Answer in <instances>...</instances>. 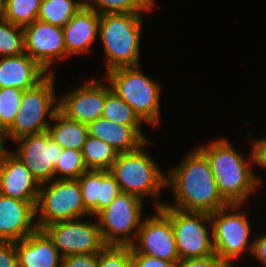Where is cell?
Segmentation results:
<instances>
[{"mask_svg":"<svg viewBox=\"0 0 266 267\" xmlns=\"http://www.w3.org/2000/svg\"><path fill=\"white\" fill-rule=\"evenodd\" d=\"M181 163L166 174V186L172 187L174 204L155 201V208L168 206L210 214L228 205L218 192L208 159L198 148L186 154Z\"/></svg>","mask_w":266,"mask_h":267,"instance_id":"obj_1","label":"cell"},{"mask_svg":"<svg viewBox=\"0 0 266 267\" xmlns=\"http://www.w3.org/2000/svg\"><path fill=\"white\" fill-rule=\"evenodd\" d=\"M198 149L208 159L218 192L228 204H245L247 197L259 188L261 180L251 168L252 153L243 157L225 138Z\"/></svg>","mask_w":266,"mask_h":267,"instance_id":"obj_2","label":"cell"},{"mask_svg":"<svg viewBox=\"0 0 266 267\" xmlns=\"http://www.w3.org/2000/svg\"><path fill=\"white\" fill-rule=\"evenodd\" d=\"M140 13L100 15L99 38L104 48L107 71L140 66V42L144 23Z\"/></svg>","mask_w":266,"mask_h":267,"instance_id":"obj_3","label":"cell"},{"mask_svg":"<svg viewBox=\"0 0 266 267\" xmlns=\"http://www.w3.org/2000/svg\"><path fill=\"white\" fill-rule=\"evenodd\" d=\"M139 66L120 67L106 72L111 90L123 99L150 126L160 121L161 87L146 76Z\"/></svg>","mask_w":266,"mask_h":267,"instance_id":"obj_4","label":"cell"},{"mask_svg":"<svg viewBox=\"0 0 266 267\" xmlns=\"http://www.w3.org/2000/svg\"><path fill=\"white\" fill-rule=\"evenodd\" d=\"M151 144L149 140L131 152L118 153L109 172L117 181L121 192L145 197H156L159 201L160 191L166 188L164 174L155 160L144 147Z\"/></svg>","mask_w":266,"mask_h":267,"instance_id":"obj_5","label":"cell"},{"mask_svg":"<svg viewBox=\"0 0 266 267\" xmlns=\"http://www.w3.org/2000/svg\"><path fill=\"white\" fill-rule=\"evenodd\" d=\"M54 77V73H49L37 85L23 91L19 111L12 125L6 130L10 140L16 141L27 135L48 131V121L54 118L59 105Z\"/></svg>","mask_w":266,"mask_h":267,"instance_id":"obj_6","label":"cell"},{"mask_svg":"<svg viewBox=\"0 0 266 267\" xmlns=\"http://www.w3.org/2000/svg\"><path fill=\"white\" fill-rule=\"evenodd\" d=\"M35 209L40 230L51 223L90 216L84 207L78 179H54L51 184H41Z\"/></svg>","mask_w":266,"mask_h":267,"instance_id":"obj_7","label":"cell"},{"mask_svg":"<svg viewBox=\"0 0 266 267\" xmlns=\"http://www.w3.org/2000/svg\"><path fill=\"white\" fill-rule=\"evenodd\" d=\"M241 207L242 204H228L210 213L215 254L230 267H236L233 260L242 258L246 251L251 254L253 249L248 216L237 211Z\"/></svg>","mask_w":266,"mask_h":267,"instance_id":"obj_8","label":"cell"},{"mask_svg":"<svg viewBox=\"0 0 266 267\" xmlns=\"http://www.w3.org/2000/svg\"><path fill=\"white\" fill-rule=\"evenodd\" d=\"M142 202L138 196L120 192L106 208L95 215L107 246L130 247L134 243L143 220Z\"/></svg>","mask_w":266,"mask_h":267,"instance_id":"obj_9","label":"cell"},{"mask_svg":"<svg viewBox=\"0 0 266 267\" xmlns=\"http://www.w3.org/2000/svg\"><path fill=\"white\" fill-rule=\"evenodd\" d=\"M160 209L170 218L176 248L180 260L204 258L215 255L210 214L206 212L182 211L168 206Z\"/></svg>","mask_w":266,"mask_h":267,"instance_id":"obj_10","label":"cell"},{"mask_svg":"<svg viewBox=\"0 0 266 267\" xmlns=\"http://www.w3.org/2000/svg\"><path fill=\"white\" fill-rule=\"evenodd\" d=\"M43 230L54 241L63 258L76 254L100 253L107 247L97 221H59L47 225Z\"/></svg>","mask_w":266,"mask_h":267,"instance_id":"obj_11","label":"cell"},{"mask_svg":"<svg viewBox=\"0 0 266 267\" xmlns=\"http://www.w3.org/2000/svg\"><path fill=\"white\" fill-rule=\"evenodd\" d=\"M154 209L155 215L142 220L136 237L138 241L130 246V253L149 255L178 264L180 257L170 218L160 208Z\"/></svg>","mask_w":266,"mask_h":267,"instance_id":"obj_12","label":"cell"},{"mask_svg":"<svg viewBox=\"0 0 266 267\" xmlns=\"http://www.w3.org/2000/svg\"><path fill=\"white\" fill-rule=\"evenodd\" d=\"M15 142L18 144L17 150L12 153L29 169L40 185L55 179L54 168L63 148L51 139L48 132L27 135Z\"/></svg>","mask_w":266,"mask_h":267,"instance_id":"obj_13","label":"cell"},{"mask_svg":"<svg viewBox=\"0 0 266 267\" xmlns=\"http://www.w3.org/2000/svg\"><path fill=\"white\" fill-rule=\"evenodd\" d=\"M110 91L111 87L105 79L87 81L60 98L58 111L70 120L88 125L101 117L106 95Z\"/></svg>","mask_w":266,"mask_h":267,"instance_id":"obj_14","label":"cell"},{"mask_svg":"<svg viewBox=\"0 0 266 267\" xmlns=\"http://www.w3.org/2000/svg\"><path fill=\"white\" fill-rule=\"evenodd\" d=\"M24 52L34 59L48 73L52 63L66 57L64 32L61 27L35 20L23 27Z\"/></svg>","mask_w":266,"mask_h":267,"instance_id":"obj_15","label":"cell"},{"mask_svg":"<svg viewBox=\"0 0 266 267\" xmlns=\"http://www.w3.org/2000/svg\"><path fill=\"white\" fill-rule=\"evenodd\" d=\"M36 203L0 194V241H19L38 230Z\"/></svg>","mask_w":266,"mask_h":267,"instance_id":"obj_16","label":"cell"},{"mask_svg":"<svg viewBox=\"0 0 266 267\" xmlns=\"http://www.w3.org/2000/svg\"><path fill=\"white\" fill-rule=\"evenodd\" d=\"M78 182L84 207L91 216L106 208L121 192L109 170L88 169L78 178Z\"/></svg>","mask_w":266,"mask_h":267,"instance_id":"obj_17","label":"cell"},{"mask_svg":"<svg viewBox=\"0 0 266 267\" xmlns=\"http://www.w3.org/2000/svg\"><path fill=\"white\" fill-rule=\"evenodd\" d=\"M40 184L29 169L11 153L0 166V194L6 197L37 202Z\"/></svg>","mask_w":266,"mask_h":267,"instance_id":"obj_18","label":"cell"},{"mask_svg":"<svg viewBox=\"0 0 266 267\" xmlns=\"http://www.w3.org/2000/svg\"><path fill=\"white\" fill-rule=\"evenodd\" d=\"M14 245L19 267H62L63 257L44 230L38 229Z\"/></svg>","mask_w":266,"mask_h":267,"instance_id":"obj_19","label":"cell"},{"mask_svg":"<svg viewBox=\"0 0 266 267\" xmlns=\"http://www.w3.org/2000/svg\"><path fill=\"white\" fill-rule=\"evenodd\" d=\"M100 14L92 9L82 8L71 18L62 29L66 57L83 54L90 50L99 33Z\"/></svg>","mask_w":266,"mask_h":267,"instance_id":"obj_20","label":"cell"},{"mask_svg":"<svg viewBox=\"0 0 266 267\" xmlns=\"http://www.w3.org/2000/svg\"><path fill=\"white\" fill-rule=\"evenodd\" d=\"M49 73L28 54L0 57V88L30 89Z\"/></svg>","mask_w":266,"mask_h":267,"instance_id":"obj_21","label":"cell"},{"mask_svg":"<svg viewBox=\"0 0 266 267\" xmlns=\"http://www.w3.org/2000/svg\"><path fill=\"white\" fill-rule=\"evenodd\" d=\"M87 127L90 136L104 141L117 153L134 151L148 140L141 132V126L124 125L103 117L92 121Z\"/></svg>","mask_w":266,"mask_h":267,"instance_id":"obj_22","label":"cell"},{"mask_svg":"<svg viewBox=\"0 0 266 267\" xmlns=\"http://www.w3.org/2000/svg\"><path fill=\"white\" fill-rule=\"evenodd\" d=\"M51 121L53 124L49 125L47 132L52 140L63 149L82 151L89 136L86 124L70 120L59 111Z\"/></svg>","mask_w":266,"mask_h":267,"instance_id":"obj_23","label":"cell"},{"mask_svg":"<svg viewBox=\"0 0 266 267\" xmlns=\"http://www.w3.org/2000/svg\"><path fill=\"white\" fill-rule=\"evenodd\" d=\"M82 6V0H42L37 19L63 28Z\"/></svg>","mask_w":266,"mask_h":267,"instance_id":"obj_24","label":"cell"},{"mask_svg":"<svg viewBox=\"0 0 266 267\" xmlns=\"http://www.w3.org/2000/svg\"><path fill=\"white\" fill-rule=\"evenodd\" d=\"M117 154L107 143L90 135L82 149L85 166L91 170H109Z\"/></svg>","mask_w":266,"mask_h":267,"instance_id":"obj_25","label":"cell"},{"mask_svg":"<svg viewBox=\"0 0 266 267\" xmlns=\"http://www.w3.org/2000/svg\"><path fill=\"white\" fill-rule=\"evenodd\" d=\"M83 6L98 14L105 13H140L150 12L155 5L154 0H82ZM93 2V3H92Z\"/></svg>","mask_w":266,"mask_h":267,"instance_id":"obj_26","label":"cell"},{"mask_svg":"<svg viewBox=\"0 0 266 267\" xmlns=\"http://www.w3.org/2000/svg\"><path fill=\"white\" fill-rule=\"evenodd\" d=\"M101 117L129 126L144 124L134 110L112 90L106 95Z\"/></svg>","mask_w":266,"mask_h":267,"instance_id":"obj_27","label":"cell"},{"mask_svg":"<svg viewBox=\"0 0 266 267\" xmlns=\"http://www.w3.org/2000/svg\"><path fill=\"white\" fill-rule=\"evenodd\" d=\"M42 0H6L5 20L25 27L37 20Z\"/></svg>","mask_w":266,"mask_h":267,"instance_id":"obj_28","label":"cell"},{"mask_svg":"<svg viewBox=\"0 0 266 267\" xmlns=\"http://www.w3.org/2000/svg\"><path fill=\"white\" fill-rule=\"evenodd\" d=\"M24 52L23 27L0 21V57L18 56Z\"/></svg>","mask_w":266,"mask_h":267,"instance_id":"obj_29","label":"cell"},{"mask_svg":"<svg viewBox=\"0 0 266 267\" xmlns=\"http://www.w3.org/2000/svg\"><path fill=\"white\" fill-rule=\"evenodd\" d=\"M87 170L82 151L63 149L54 168L55 179H78Z\"/></svg>","mask_w":266,"mask_h":267,"instance_id":"obj_30","label":"cell"},{"mask_svg":"<svg viewBox=\"0 0 266 267\" xmlns=\"http://www.w3.org/2000/svg\"><path fill=\"white\" fill-rule=\"evenodd\" d=\"M23 91L13 87L0 88L1 130L6 131L14 122Z\"/></svg>","mask_w":266,"mask_h":267,"instance_id":"obj_31","label":"cell"},{"mask_svg":"<svg viewBox=\"0 0 266 267\" xmlns=\"http://www.w3.org/2000/svg\"><path fill=\"white\" fill-rule=\"evenodd\" d=\"M97 267H132L130 247L107 246L98 253Z\"/></svg>","mask_w":266,"mask_h":267,"instance_id":"obj_32","label":"cell"},{"mask_svg":"<svg viewBox=\"0 0 266 267\" xmlns=\"http://www.w3.org/2000/svg\"><path fill=\"white\" fill-rule=\"evenodd\" d=\"M177 267H230L216 254L204 258H188L180 260Z\"/></svg>","mask_w":266,"mask_h":267,"instance_id":"obj_33","label":"cell"},{"mask_svg":"<svg viewBox=\"0 0 266 267\" xmlns=\"http://www.w3.org/2000/svg\"><path fill=\"white\" fill-rule=\"evenodd\" d=\"M98 253L76 254L63 258L62 267H97Z\"/></svg>","mask_w":266,"mask_h":267,"instance_id":"obj_34","label":"cell"},{"mask_svg":"<svg viewBox=\"0 0 266 267\" xmlns=\"http://www.w3.org/2000/svg\"><path fill=\"white\" fill-rule=\"evenodd\" d=\"M132 267H177L174 262H168L149 255L131 253Z\"/></svg>","mask_w":266,"mask_h":267,"instance_id":"obj_35","label":"cell"},{"mask_svg":"<svg viewBox=\"0 0 266 267\" xmlns=\"http://www.w3.org/2000/svg\"><path fill=\"white\" fill-rule=\"evenodd\" d=\"M18 258L14 242L0 241V267H17Z\"/></svg>","mask_w":266,"mask_h":267,"instance_id":"obj_36","label":"cell"},{"mask_svg":"<svg viewBox=\"0 0 266 267\" xmlns=\"http://www.w3.org/2000/svg\"><path fill=\"white\" fill-rule=\"evenodd\" d=\"M253 140L251 143V152L253 157V165L266 169V138Z\"/></svg>","mask_w":266,"mask_h":267,"instance_id":"obj_37","label":"cell"},{"mask_svg":"<svg viewBox=\"0 0 266 267\" xmlns=\"http://www.w3.org/2000/svg\"><path fill=\"white\" fill-rule=\"evenodd\" d=\"M251 254L266 267V233L261 234L253 240V249Z\"/></svg>","mask_w":266,"mask_h":267,"instance_id":"obj_38","label":"cell"},{"mask_svg":"<svg viewBox=\"0 0 266 267\" xmlns=\"http://www.w3.org/2000/svg\"><path fill=\"white\" fill-rule=\"evenodd\" d=\"M5 138H9V135L6 131L0 130V166L4 164L7 157L12 153L11 150H7L4 146V140H7Z\"/></svg>","mask_w":266,"mask_h":267,"instance_id":"obj_39","label":"cell"},{"mask_svg":"<svg viewBox=\"0 0 266 267\" xmlns=\"http://www.w3.org/2000/svg\"><path fill=\"white\" fill-rule=\"evenodd\" d=\"M5 2L6 0H0V21L5 20Z\"/></svg>","mask_w":266,"mask_h":267,"instance_id":"obj_40","label":"cell"}]
</instances>
